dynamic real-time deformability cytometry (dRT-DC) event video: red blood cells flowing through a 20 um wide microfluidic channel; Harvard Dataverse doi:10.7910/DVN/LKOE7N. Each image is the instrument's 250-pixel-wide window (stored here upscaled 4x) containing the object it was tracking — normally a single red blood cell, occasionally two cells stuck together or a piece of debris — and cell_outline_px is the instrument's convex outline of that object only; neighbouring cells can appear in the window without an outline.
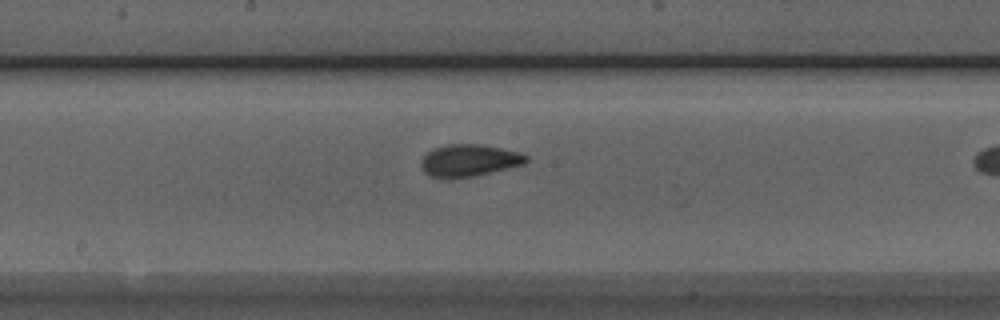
{"species": "Egyptian fruit bat (a non-hibernating species)", "species_latin": "Rousettus aegyptiacus", "temperature_condition": "room temperature", "stored_images_in_passage": 18, "camera_frame_rate_fps": 3000, "um_per_image_px": 0.085, "animal": {"sex": "male"}, "frame": {"image": 1, "passage_image": 16, "time_ms": 5.0, "image_size_px": [1000, 320], "cell_outline_px": [[528, 160], [524, 164], [472, 176], [448, 180], [428, 176], [424, 172], [420, 164], [424, 156], [432, 148], [448, 144], [480, 144], [520, 152], [528, 156]], "centroid_in_image_um": [39.83, 13.65], "position_along_channel_um": 208.4, "area_um2": 19.77}}